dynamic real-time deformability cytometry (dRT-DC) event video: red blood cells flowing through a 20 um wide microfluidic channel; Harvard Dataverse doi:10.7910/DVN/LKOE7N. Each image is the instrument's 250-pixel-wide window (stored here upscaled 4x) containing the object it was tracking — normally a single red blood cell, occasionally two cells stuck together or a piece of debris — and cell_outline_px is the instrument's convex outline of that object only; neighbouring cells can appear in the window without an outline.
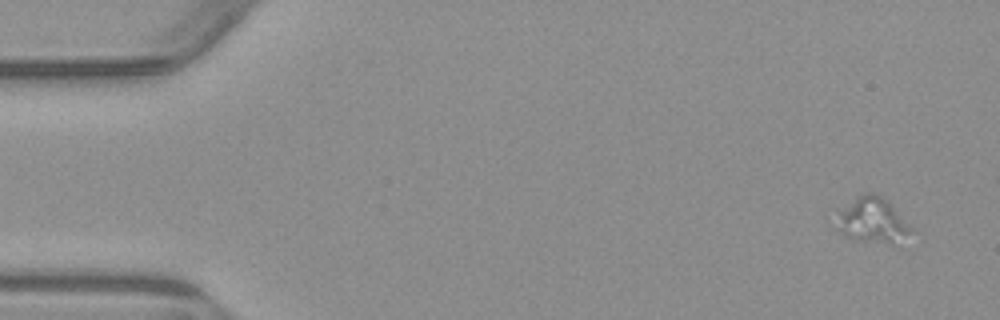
{"species": "common noctule bat (a hibernating species)", "species_latin": "Nyctalus noctula", "temperature_condition": "warm", "stored_images_in_passage": 5, "segment_of_instrument_passage": [1, 2], "camera_frame_rate_fps": 3000, "um_per_image_px": 0.085, "animal": {"sex": "male", "body_mass_g": 23.1, "forearm_length_mm": 52.7}, "frame": {"image": 1, "passage_image": 1, "time_ms": 0.0, "image_size_px": [1000, 320], "cell_outline_px": [[912, 228], [908, 232], [892, 244], [888, 244], [856, 240], [844, 236], [836, 228], [840, 212], [864, 192], [872, 192], [880, 196], [896, 208]], "centroid_in_image_um": [74.15, 18.74], "position_along_channel_um": 10.9, "area_um2": 18.96}}
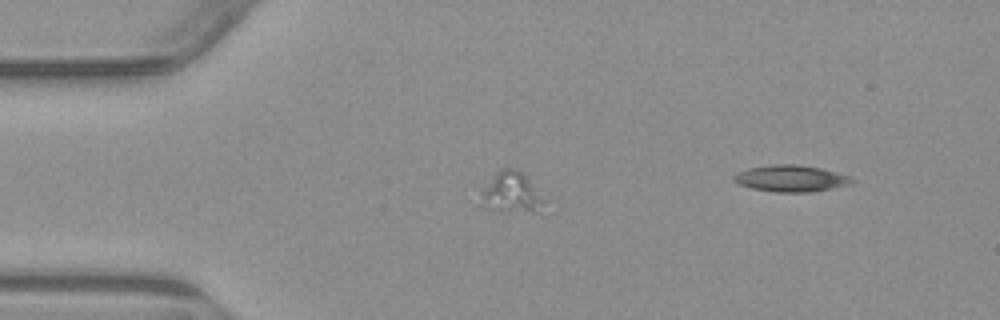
{"frame": {"image": 2, "passage_image": 4, "time_ms": 3.667, "image_size_px": [1000, 320], "cell_outline_px": [[548, 200], [536, 212], [500, 212], [488, 208], [480, 192], [496, 172], [500, 168], [516, 168], [524, 172]], "centroid_in_image_um": [43.56, 16.36], "position_along_channel_um": 41.4, "area_um2": 15.32}}